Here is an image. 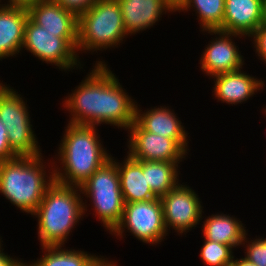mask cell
<instances>
[{"mask_svg":"<svg viewBox=\"0 0 266 266\" xmlns=\"http://www.w3.org/2000/svg\"><path fill=\"white\" fill-rule=\"evenodd\" d=\"M0 246V266H13L19 259H13V257H10L8 254L6 255Z\"/></svg>","mask_w":266,"mask_h":266,"instance_id":"31","label":"cell"},{"mask_svg":"<svg viewBox=\"0 0 266 266\" xmlns=\"http://www.w3.org/2000/svg\"><path fill=\"white\" fill-rule=\"evenodd\" d=\"M203 223V237L206 240L229 245L232 248L242 245L246 229L243 223L233 216L212 214Z\"/></svg>","mask_w":266,"mask_h":266,"instance_id":"20","label":"cell"},{"mask_svg":"<svg viewBox=\"0 0 266 266\" xmlns=\"http://www.w3.org/2000/svg\"><path fill=\"white\" fill-rule=\"evenodd\" d=\"M118 264H116V262L114 263V261H109L108 259L106 260V258L104 259L103 257L100 258L97 256H95L90 263L87 266H117Z\"/></svg>","mask_w":266,"mask_h":266,"instance_id":"30","label":"cell"},{"mask_svg":"<svg viewBox=\"0 0 266 266\" xmlns=\"http://www.w3.org/2000/svg\"><path fill=\"white\" fill-rule=\"evenodd\" d=\"M194 7L198 13L202 31L218 30L223 23L225 0H184L176 11H188Z\"/></svg>","mask_w":266,"mask_h":266,"instance_id":"22","label":"cell"},{"mask_svg":"<svg viewBox=\"0 0 266 266\" xmlns=\"http://www.w3.org/2000/svg\"><path fill=\"white\" fill-rule=\"evenodd\" d=\"M200 257L209 266H231L233 260L232 247L204 238Z\"/></svg>","mask_w":266,"mask_h":266,"instance_id":"24","label":"cell"},{"mask_svg":"<svg viewBox=\"0 0 266 266\" xmlns=\"http://www.w3.org/2000/svg\"><path fill=\"white\" fill-rule=\"evenodd\" d=\"M136 104L135 122L145 131L159 136L174 139L186 152L188 148V134L184 130L181 121L175 112L166 106L154 107L151 110L141 112Z\"/></svg>","mask_w":266,"mask_h":266,"instance_id":"16","label":"cell"},{"mask_svg":"<svg viewBox=\"0 0 266 266\" xmlns=\"http://www.w3.org/2000/svg\"><path fill=\"white\" fill-rule=\"evenodd\" d=\"M65 10L77 17L90 9L98 0H55Z\"/></svg>","mask_w":266,"mask_h":266,"instance_id":"26","label":"cell"},{"mask_svg":"<svg viewBox=\"0 0 266 266\" xmlns=\"http://www.w3.org/2000/svg\"><path fill=\"white\" fill-rule=\"evenodd\" d=\"M262 23V0H225L223 23L218 30L249 38Z\"/></svg>","mask_w":266,"mask_h":266,"instance_id":"14","label":"cell"},{"mask_svg":"<svg viewBox=\"0 0 266 266\" xmlns=\"http://www.w3.org/2000/svg\"><path fill=\"white\" fill-rule=\"evenodd\" d=\"M263 22L266 23V0H262Z\"/></svg>","mask_w":266,"mask_h":266,"instance_id":"34","label":"cell"},{"mask_svg":"<svg viewBox=\"0 0 266 266\" xmlns=\"http://www.w3.org/2000/svg\"><path fill=\"white\" fill-rule=\"evenodd\" d=\"M65 128L58 151L62 166L61 170L57 167L54 170V181L80 187L111 158V154L100 143L95 126L68 123Z\"/></svg>","mask_w":266,"mask_h":266,"instance_id":"2","label":"cell"},{"mask_svg":"<svg viewBox=\"0 0 266 266\" xmlns=\"http://www.w3.org/2000/svg\"><path fill=\"white\" fill-rule=\"evenodd\" d=\"M160 200L167 232L171 227L179 234L186 233L203 219L201 201L195 191L186 185L178 183Z\"/></svg>","mask_w":266,"mask_h":266,"instance_id":"10","label":"cell"},{"mask_svg":"<svg viewBox=\"0 0 266 266\" xmlns=\"http://www.w3.org/2000/svg\"><path fill=\"white\" fill-rule=\"evenodd\" d=\"M126 36L118 0H98L78 17L77 52L115 47Z\"/></svg>","mask_w":266,"mask_h":266,"instance_id":"5","label":"cell"},{"mask_svg":"<svg viewBox=\"0 0 266 266\" xmlns=\"http://www.w3.org/2000/svg\"><path fill=\"white\" fill-rule=\"evenodd\" d=\"M53 34L28 17L22 49L24 47L38 59L58 66L64 71L81 66L77 55L78 38L55 37Z\"/></svg>","mask_w":266,"mask_h":266,"instance_id":"8","label":"cell"},{"mask_svg":"<svg viewBox=\"0 0 266 266\" xmlns=\"http://www.w3.org/2000/svg\"><path fill=\"white\" fill-rule=\"evenodd\" d=\"M231 266H257L253 262L249 261L247 258H241V259H234L232 260Z\"/></svg>","mask_w":266,"mask_h":266,"instance_id":"32","label":"cell"},{"mask_svg":"<svg viewBox=\"0 0 266 266\" xmlns=\"http://www.w3.org/2000/svg\"><path fill=\"white\" fill-rule=\"evenodd\" d=\"M17 157V155L11 150L6 126L0 120V162H4Z\"/></svg>","mask_w":266,"mask_h":266,"instance_id":"28","label":"cell"},{"mask_svg":"<svg viewBox=\"0 0 266 266\" xmlns=\"http://www.w3.org/2000/svg\"><path fill=\"white\" fill-rule=\"evenodd\" d=\"M180 162L146 161V179L152 192L162 197L178 183V165Z\"/></svg>","mask_w":266,"mask_h":266,"instance_id":"21","label":"cell"},{"mask_svg":"<svg viewBox=\"0 0 266 266\" xmlns=\"http://www.w3.org/2000/svg\"><path fill=\"white\" fill-rule=\"evenodd\" d=\"M128 131L130 136L127 154L132 159L181 162L188 153L174 139L145 131L135 121Z\"/></svg>","mask_w":266,"mask_h":266,"instance_id":"11","label":"cell"},{"mask_svg":"<svg viewBox=\"0 0 266 266\" xmlns=\"http://www.w3.org/2000/svg\"><path fill=\"white\" fill-rule=\"evenodd\" d=\"M113 158L111 156L79 187L82 195L93 201L94 212L109 233L120 223L125 204L116 160Z\"/></svg>","mask_w":266,"mask_h":266,"instance_id":"6","label":"cell"},{"mask_svg":"<svg viewBox=\"0 0 266 266\" xmlns=\"http://www.w3.org/2000/svg\"><path fill=\"white\" fill-rule=\"evenodd\" d=\"M10 86L0 83V120L6 126L8 142L17 156H38L40 146L23 97Z\"/></svg>","mask_w":266,"mask_h":266,"instance_id":"7","label":"cell"},{"mask_svg":"<svg viewBox=\"0 0 266 266\" xmlns=\"http://www.w3.org/2000/svg\"><path fill=\"white\" fill-rule=\"evenodd\" d=\"M13 266H35V265H34V263H32V264H30V263L27 264L26 262L23 263L22 260L21 261L19 260Z\"/></svg>","mask_w":266,"mask_h":266,"instance_id":"35","label":"cell"},{"mask_svg":"<svg viewBox=\"0 0 266 266\" xmlns=\"http://www.w3.org/2000/svg\"><path fill=\"white\" fill-rule=\"evenodd\" d=\"M29 18L55 37L78 38V17L55 0H44L27 8Z\"/></svg>","mask_w":266,"mask_h":266,"instance_id":"13","label":"cell"},{"mask_svg":"<svg viewBox=\"0 0 266 266\" xmlns=\"http://www.w3.org/2000/svg\"><path fill=\"white\" fill-rule=\"evenodd\" d=\"M173 8L177 9L184 0H167Z\"/></svg>","mask_w":266,"mask_h":266,"instance_id":"33","label":"cell"},{"mask_svg":"<svg viewBox=\"0 0 266 266\" xmlns=\"http://www.w3.org/2000/svg\"><path fill=\"white\" fill-rule=\"evenodd\" d=\"M45 254L34 262L35 266H87L96 256L75 249H63L61 246H43Z\"/></svg>","mask_w":266,"mask_h":266,"instance_id":"23","label":"cell"},{"mask_svg":"<svg viewBox=\"0 0 266 266\" xmlns=\"http://www.w3.org/2000/svg\"><path fill=\"white\" fill-rule=\"evenodd\" d=\"M211 35L218 37L210 41L205 47L200 63L201 69L211 78L221 73L235 72L242 69L244 60L238 46L232 41V37H243L236 33H226L219 30H208Z\"/></svg>","mask_w":266,"mask_h":266,"instance_id":"12","label":"cell"},{"mask_svg":"<svg viewBox=\"0 0 266 266\" xmlns=\"http://www.w3.org/2000/svg\"><path fill=\"white\" fill-rule=\"evenodd\" d=\"M118 3L126 33L130 36L149 29L161 20L164 11L176 12L167 0H118Z\"/></svg>","mask_w":266,"mask_h":266,"instance_id":"15","label":"cell"},{"mask_svg":"<svg viewBox=\"0 0 266 266\" xmlns=\"http://www.w3.org/2000/svg\"><path fill=\"white\" fill-rule=\"evenodd\" d=\"M41 157L17 156L0 162V193L22 212L31 215L54 182V169L47 176Z\"/></svg>","mask_w":266,"mask_h":266,"instance_id":"4","label":"cell"},{"mask_svg":"<svg viewBox=\"0 0 266 266\" xmlns=\"http://www.w3.org/2000/svg\"><path fill=\"white\" fill-rule=\"evenodd\" d=\"M125 228L146 244L162 242L168 233L160 198L125 203L122 219L111 234L122 237Z\"/></svg>","mask_w":266,"mask_h":266,"instance_id":"9","label":"cell"},{"mask_svg":"<svg viewBox=\"0 0 266 266\" xmlns=\"http://www.w3.org/2000/svg\"><path fill=\"white\" fill-rule=\"evenodd\" d=\"M215 79L214 95L217 99L227 104H242L263 89L264 82L252 77L243 71L221 73L213 76Z\"/></svg>","mask_w":266,"mask_h":266,"instance_id":"17","label":"cell"},{"mask_svg":"<svg viewBox=\"0 0 266 266\" xmlns=\"http://www.w3.org/2000/svg\"><path fill=\"white\" fill-rule=\"evenodd\" d=\"M41 1L44 0H8V3L3 5L28 8L29 6L37 4Z\"/></svg>","mask_w":266,"mask_h":266,"instance_id":"29","label":"cell"},{"mask_svg":"<svg viewBox=\"0 0 266 266\" xmlns=\"http://www.w3.org/2000/svg\"><path fill=\"white\" fill-rule=\"evenodd\" d=\"M79 187L54 181L32 214L38 217V239L41 246H63L72 228L85 215L87 205ZM85 204V206H84Z\"/></svg>","mask_w":266,"mask_h":266,"instance_id":"3","label":"cell"},{"mask_svg":"<svg viewBox=\"0 0 266 266\" xmlns=\"http://www.w3.org/2000/svg\"><path fill=\"white\" fill-rule=\"evenodd\" d=\"M85 80L64 99L70 124L95 126L101 123L128 129L135 121L137 102L127 95L105 62L97 61Z\"/></svg>","mask_w":266,"mask_h":266,"instance_id":"1","label":"cell"},{"mask_svg":"<svg viewBox=\"0 0 266 266\" xmlns=\"http://www.w3.org/2000/svg\"><path fill=\"white\" fill-rule=\"evenodd\" d=\"M247 233L244 236L242 244H246V253L245 258H247L249 261L253 262L257 266H266V238H256L255 240H251L247 242Z\"/></svg>","mask_w":266,"mask_h":266,"instance_id":"25","label":"cell"},{"mask_svg":"<svg viewBox=\"0 0 266 266\" xmlns=\"http://www.w3.org/2000/svg\"><path fill=\"white\" fill-rule=\"evenodd\" d=\"M250 37L254 39L256 53L266 63V23L263 22Z\"/></svg>","mask_w":266,"mask_h":266,"instance_id":"27","label":"cell"},{"mask_svg":"<svg viewBox=\"0 0 266 266\" xmlns=\"http://www.w3.org/2000/svg\"><path fill=\"white\" fill-rule=\"evenodd\" d=\"M28 17L27 8L0 5V60L21 51Z\"/></svg>","mask_w":266,"mask_h":266,"instance_id":"18","label":"cell"},{"mask_svg":"<svg viewBox=\"0 0 266 266\" xmlns=\"http://www.w3.org/2000/svg\"><path fill=\"white\" fill-rule=\"evenodd\" d=\"M126 157L123 163L116 162L124 203L158 198L147 183L146 161Z\"/></svg>","mask_w":266,"mask_h":266,"instance_id":"19","label":"cell"}]
</instances>
